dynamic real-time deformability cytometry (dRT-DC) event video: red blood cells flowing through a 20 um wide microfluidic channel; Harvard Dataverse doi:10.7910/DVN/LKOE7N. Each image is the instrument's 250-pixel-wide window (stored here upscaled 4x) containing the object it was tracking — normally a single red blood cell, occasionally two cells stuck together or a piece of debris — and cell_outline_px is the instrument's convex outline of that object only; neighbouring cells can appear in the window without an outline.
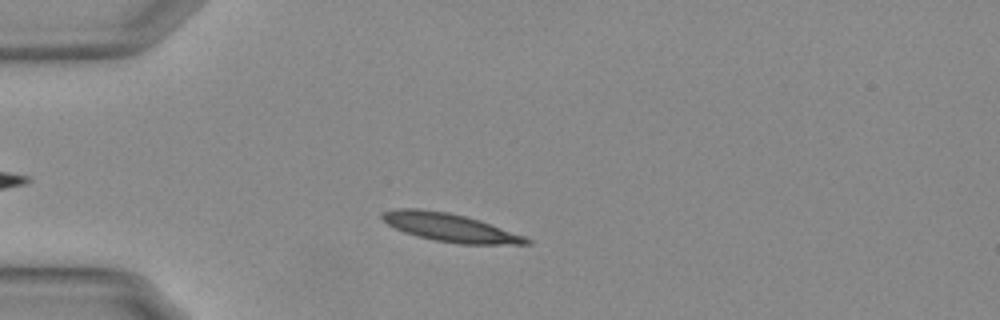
{"species": "Egyptian fruit bat (a non-hibernating species)", "species_latin": "Rousettus aegyptiacus", "temperature_condition": "warm", "stored_images_in_passage": 41, "camera_frame_rate_fps": 3000, "um_per_image_px": 0.085, "animal": {"sex": "female"}, "frame": {"image": 1, "passage_image": 1, "time_ms": 0.0, "image_size_px": [1000, 320], "cell_outline_px": [[532, 244], [456, 244], [416, 236], [404, 232], [388, 224], [380, 216], [384, 212], [400, 208], [416, 208], [448, 212], [464, 216], [524, 236], [532, 240]], "centroid_in_image_um": [38.23, 19.35], "position_along_channel_um": 46.8, "area_um2": 23.18}}
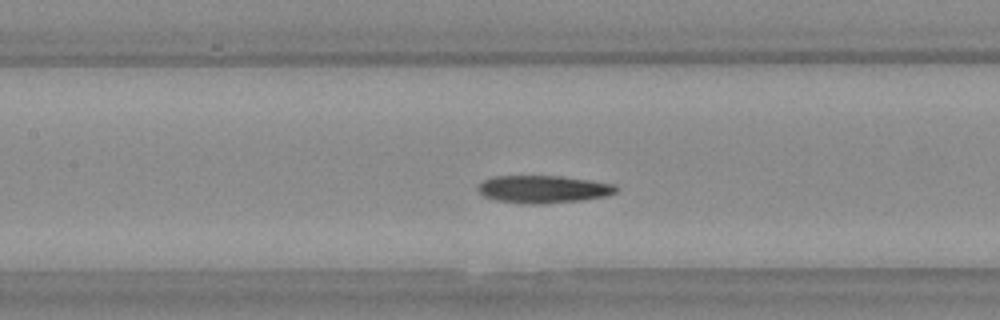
{"frame": {"image": 2, "passage_image": 12, "time_ms": 3.667, "image_size_px": [1000, 320], "cell_outline_px": [[616, 192], [604, 196], [584, 200], [544, 204], [524, 204], [496, 200], [484, 196], [480, 192], [480, 184], [484, 180], [492, 176], [556, 176], [588, 180], [612, 184], [616, 188]], "centroid_in_image_um": [46.15, 16.09], "position_along_channel_um": 161.2, "area_um2": 21.91}}
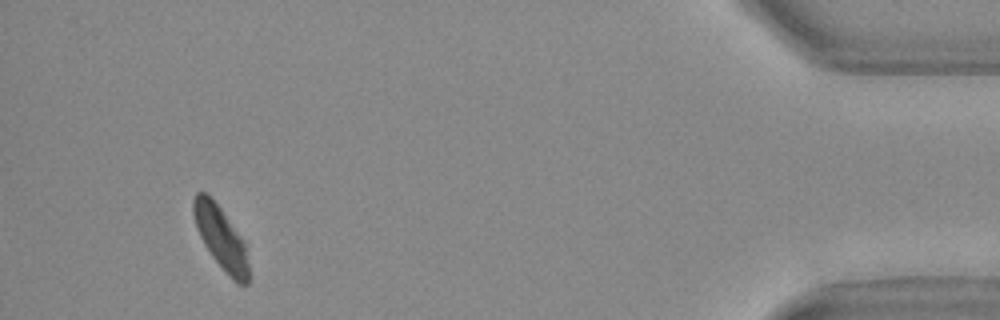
{"frame": {"image": 3, "passage_image": 38, "time_ms": 12.333, "image_size_px": [1000, 320], "cell_outline_px": [[248, 284], [240, 284], [232, 280], [212, 256], [204, 244], [200, 236], [192, 212], [192, 200], [196, 192], [204, 192], [220, 208], [244, 240], [248, 264]], "centroid_in_image_um": [18.77, 20.22], "position_along_channel_um": 416.4, "area_um2": 19.77}, "authors_computed_cell_mechanics": {"area_um2": 21.7328, "velocity_mm_per_s": 3.7061, "shape_relaxation_time_tau1_ms": 5.8107, "shape_relaxation_time_tau2_ms": 7.2768, "deformation_change_tau1": 0.1916, "deformation_change_tau2": 0.1186}}